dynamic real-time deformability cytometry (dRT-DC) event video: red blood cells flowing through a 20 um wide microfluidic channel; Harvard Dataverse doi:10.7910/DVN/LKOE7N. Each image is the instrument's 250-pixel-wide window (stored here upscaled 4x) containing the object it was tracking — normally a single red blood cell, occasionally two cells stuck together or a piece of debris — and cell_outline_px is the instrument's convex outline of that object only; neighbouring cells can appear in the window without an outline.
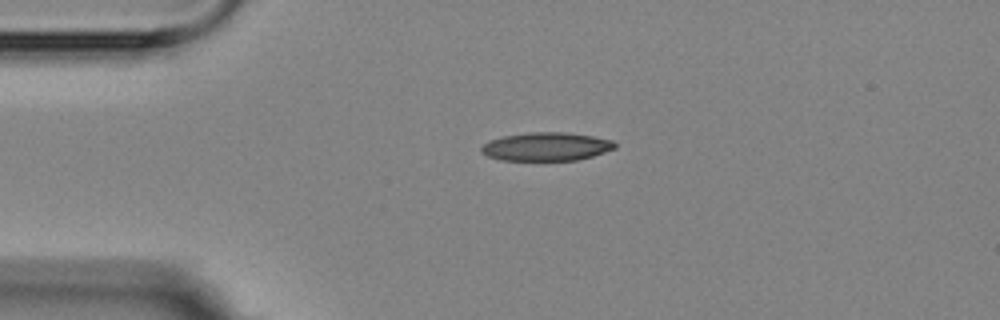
{"species": "Egyptian fruit bat (a non-hibernating species)", "species_latin": "Rousettus aegyptiacus", "temperature_condition": "room temperature", "stored_images_in_passage": 2, "camera_frame_rate_fps": 3000, "um_per_image_px": 0.085, "animal": {"sex": "female"}, "frame": {"image": 1, "passage_image": 1, "time_ms": 0.0, "image_size_px": [1000, 320], "cell_outline_px": [[616, 148], [592, 156], [576, 160], [500, 160], [488, 156], [480, 152], [480, 148], [488, 140], [504, 136], [528, 132], [564, 132], [592, 136], [612, 140], [616, 144]], "centroid_in_image_um": [46.41, 12.46], "position_along_channel_um": 38.6, "area_um2": 22.08}}